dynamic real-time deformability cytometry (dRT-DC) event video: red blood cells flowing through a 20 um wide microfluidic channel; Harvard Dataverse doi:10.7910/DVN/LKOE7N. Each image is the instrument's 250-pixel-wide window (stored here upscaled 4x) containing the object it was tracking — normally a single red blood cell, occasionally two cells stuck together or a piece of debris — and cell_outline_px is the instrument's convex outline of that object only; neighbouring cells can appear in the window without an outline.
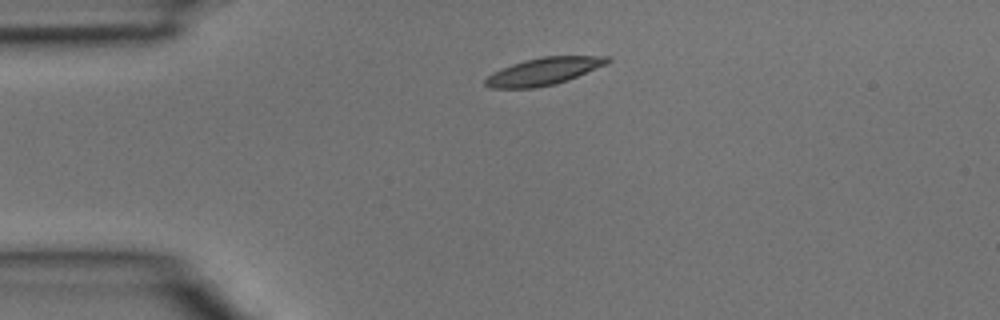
{"species": "common noctule bat (a hibernating species)", "species_latin": "Nyctalus noctula", "temperature_condition": "room temperature", "stored_images_in_passage": 2, "camera_frame_rate_fps": 3000, "um_per_image_px": 0.085, "animal": {"sex": "male", "body_mass_g": 15.6}, "frame": {"image": 1, "passage_image": 1, "time_ms": 0.0, "image_size_px": [1000, 320], "cell_outline_px": [[612, 60], [608, 64], [568, 80], [556, 84], [532, 88], [492, 88], [484, 84], [484, 80], [492, 72], [500, 68], [524, 60], [540, 56], [612, 56]], "centroid_in_image_um": [46.24, 6.05], "position_along_channel_um": 38.8, "area_um2": 19.65}}
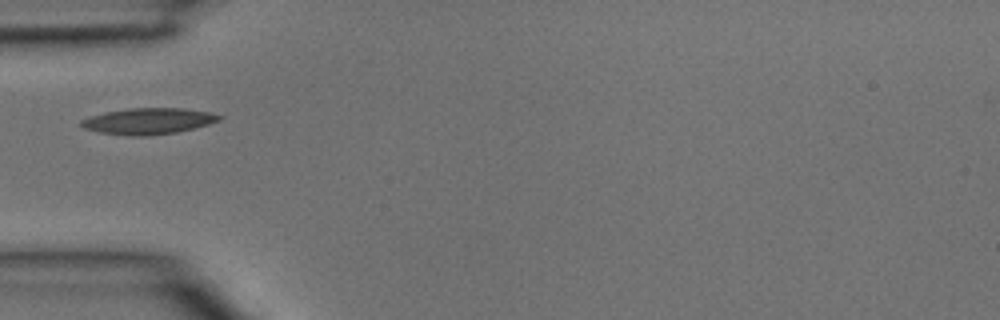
{"frame": {"image": 2, "passage_image": 2, "time_ms": 0.333, "image_size_px": [1000, 320], "cell_outline_px": [[224, 116], [220, 120], [208, 124], [176, 132], [144, 136], [132, 136], [100, 132], [84, 128], [80, 124], [80, 120], [92, 116], [108, 112], [128, 108], [184, 108], [212, 112]], "centroid_in_image_um": [12.65, 10.28], "position_along_channel_um": 72.3, "area_um2": 20.87}}